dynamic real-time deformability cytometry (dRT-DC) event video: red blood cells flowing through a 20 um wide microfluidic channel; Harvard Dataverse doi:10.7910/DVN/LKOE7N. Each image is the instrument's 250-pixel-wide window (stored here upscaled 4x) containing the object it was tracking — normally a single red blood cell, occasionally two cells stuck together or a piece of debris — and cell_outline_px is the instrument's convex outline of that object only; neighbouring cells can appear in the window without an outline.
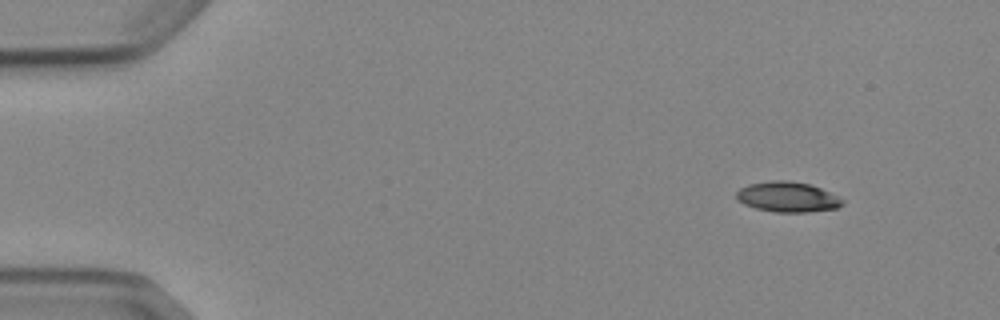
{"species": "Egyptian fruit bat (a non-hibernating species)", "species_latin": "Rousettus aegyptiacus", "temperature_condition": "cold", "stored_images_in_passage": 3, "camera_frame_rate_fps": 3000, "um_per_image_px": 0.085, "animal": {"sex": "female"}, "frame": {"image": 1, "passage_image": 1, "time_ms": 0.0, "image_size_px": [1000, 320], "cell_outline_px": [[844, 204], [836, 208], [808, 212], [776, 212], [756, 208], [744, 204], [736, 200], [736, 192], [740, 188], [748, 184], [772, 180], [788, 180], [808, 184], [820, 188], [844, 200]], "centroid_in_image_um": [66.91, 16.74], "position_along_channel_um": 18.1, "area_um2": 18.61}}